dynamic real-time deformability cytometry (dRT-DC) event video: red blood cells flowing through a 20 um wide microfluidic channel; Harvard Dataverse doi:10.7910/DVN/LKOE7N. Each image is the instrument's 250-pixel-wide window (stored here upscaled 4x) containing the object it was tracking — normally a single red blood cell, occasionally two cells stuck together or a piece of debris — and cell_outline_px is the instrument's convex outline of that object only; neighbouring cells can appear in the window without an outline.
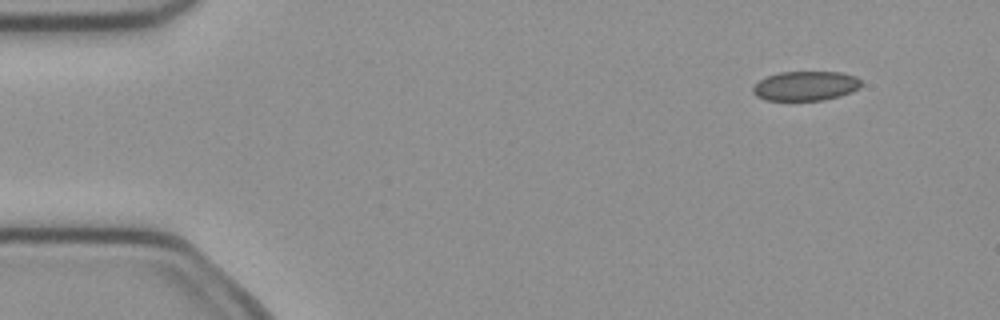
{"species": "common noctule bat (a hibernating species)", "species_latin": "Nyctalus noctula", "temperature_condition": "cold", "stored_images_in_passage": 3, "camera_frame_rate_fps": 3000, "um_per_image_px": 0.085, "animal": {"sex": "female", "body_mass_g": 21.9}, "frame": {"image": 1, "passage_image": 1, "time_ms": 0.0, "image_size_px": [1000, 320], "cell_outline_px": [[860, 88], [852, 92], [840, 96], [824, 100], [764, 100], [756, 96], [752, 92], [752, 88], [760, 80], [768, 76], [780, 72], [840, 72], [856, 76], [860, 80]], "centroid_in_image_um": [68.48, 7.31], "position_along_channel_um": 16.5, "area_um2": 18.61}}
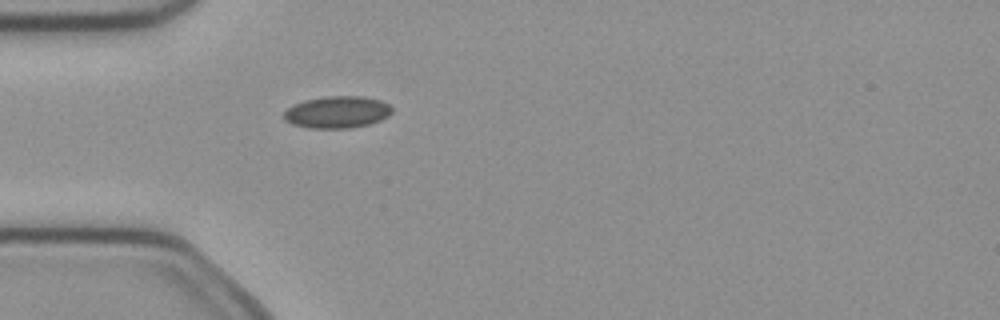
{"frame": {"image": 2, "passage_image": 3, "time_ms": 0.667, "image_size_px": [1000, 320], "cell_outline_px": [[392, 112], [388, 116], [380, 120], [368, 124], [352, 128], [308, 128], [292, 124], [284, 120], [284, 112], [288, 108], [304, 100], [324, 96], [364, 96], [380, 100], [388, 104], [392, 108]], "centroid_in_image_um": [28.66, 9.53], "position_along_channel_um": 56.3, "area_um2": 20.17}}